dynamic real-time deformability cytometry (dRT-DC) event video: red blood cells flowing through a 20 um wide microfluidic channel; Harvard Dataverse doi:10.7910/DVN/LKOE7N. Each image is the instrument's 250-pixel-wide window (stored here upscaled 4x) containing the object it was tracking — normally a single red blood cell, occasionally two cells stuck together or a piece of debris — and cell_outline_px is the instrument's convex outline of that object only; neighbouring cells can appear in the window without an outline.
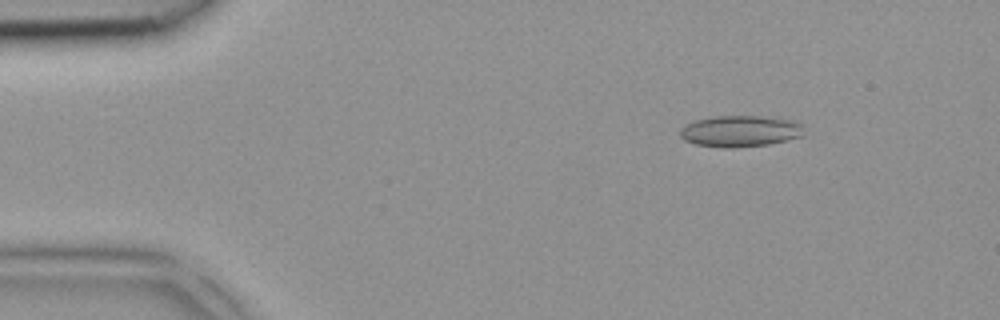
{"species": "common noctule bat (a hibernating species)", "species_latin": "Nyctalus noctula", "temperature_condition": "room temperature", "stored_images_in_passage": 3, "camera_frame_rate_fps": 3000, "um_per_image_px": 0.085, "animal": {"sex": "female", "body_mass_g": 18.4}, "frame": {"image": 1, "passage_image": 1, "time_ms": 0.0, "image_size_px": [1000, 320], "cell_outline_px": [[804, 136], [768, 144], [736, 148], [724, 148], [696, 144], [684, 140], [680, 136], [680, 128], [696, 120], [712, 116], [760, 116], [792, 120], [800, 124]], "centroid_in_image_um": [62.9, 11.15], "position_along_channel_um": 22.1, "area_um2": 22.54}}
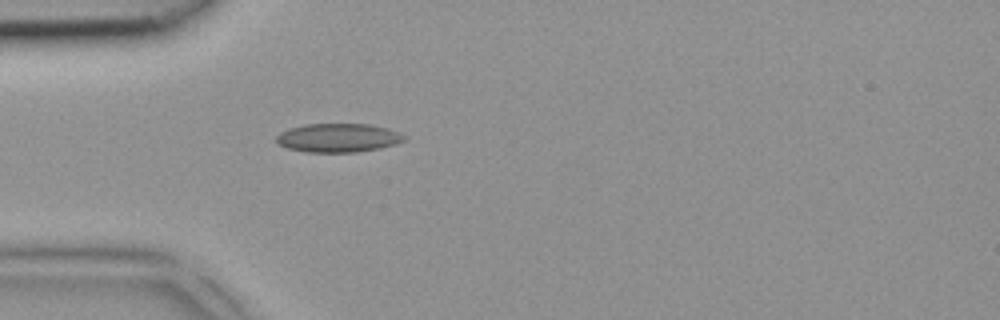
{"frame": {"image": 2, "passage_image": 3, "time_ms": 0.667, "image_size_px": [1000, 320], "cell_outline_px": [[404, 140], [396, 144], [380, 148], [356, 152], [304, 152], [288, 148], [276, 144], [276, 136], [280, 132], [288, 128], [304, 124], [368, 124], [388, 128], [400, 132], [404, 136]], "centroid_in_image_um": [28.71, 11.71], "position_along_channel_um": 56.3, "area_um2": 21.56}}